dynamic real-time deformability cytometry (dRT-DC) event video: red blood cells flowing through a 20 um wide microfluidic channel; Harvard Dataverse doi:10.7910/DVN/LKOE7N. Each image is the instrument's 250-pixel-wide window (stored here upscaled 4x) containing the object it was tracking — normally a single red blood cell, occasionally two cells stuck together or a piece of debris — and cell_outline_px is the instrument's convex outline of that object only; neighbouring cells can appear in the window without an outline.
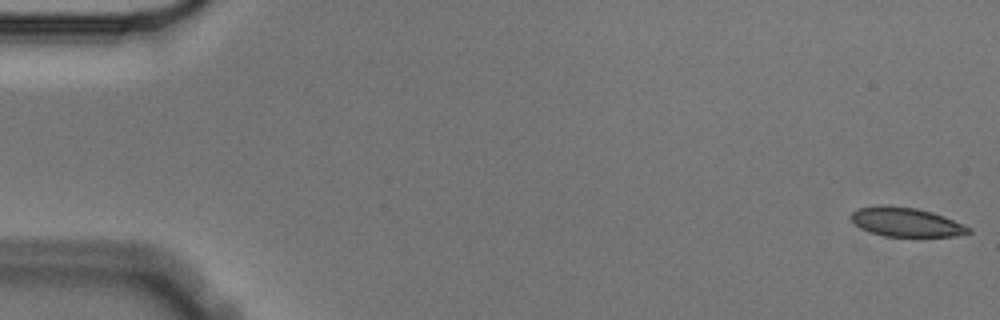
{"species": "Egyptian fruit bat (a non-hibernating species)", "species_latin": "Rousettus aegyptiacus", "temperature_condition": "cold", "stored_images_in_passage": 56, "camera_frame_rate_fps": 3000, "um_per_image_px": 0.085, "animal": {"sex": "male"}, "frame": {"image": 1, "passage_image": 1, "time_ms": 0.0, "image_size_px": [1000, 320], "cell_outline_px": [[972, 232], [956, 236], [884, 236], [868, 232], [860, 228], [848, 216], [856, 208], [880, 204], [884, 204], [916, 208], [932, 212], [944, 216], [972, 228]], "centroid_in_image_um": [76.97, 18.86], "position_along_channel_um": 8.0, "area_um2": 20.17}}
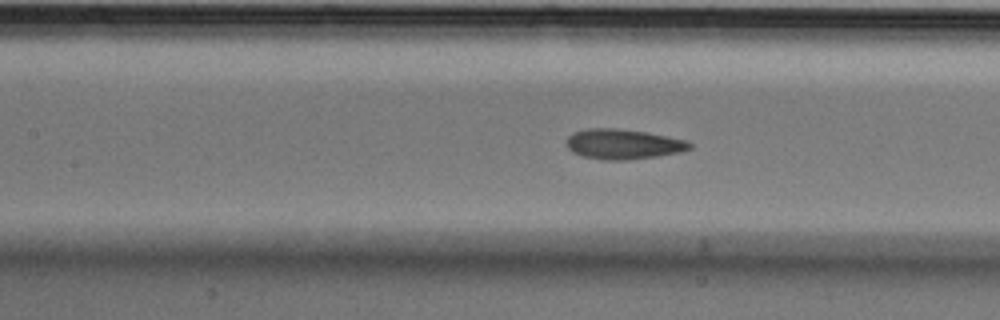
{"frame": {"image": 2, "passage_image": 25, "time_ms": 8.0, "image_size_px": [1000, 320], "cell_outline_px": [[692, 148], [680, 152], [656, 156], [628, 160], [604, 160], [584, 156], [572, 152], [564, 144], [568, 136], [572, 132], [588, 128], [616, 128], [644, 132], [668, 136], [688, 140], [692, 144]], "centroid_in_image_um": [52.95, 12.24], "position_along_channel_um": 154.5, "area_um2": 21.73}}
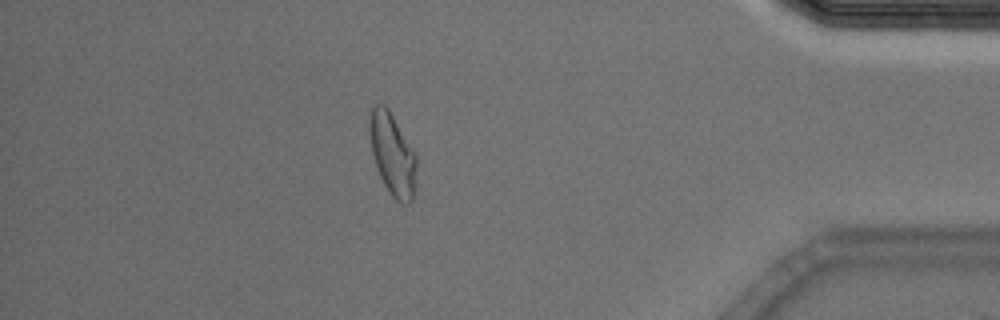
{"frame": {"image": 3, "passage_image": 49, "time_ms": 16.0, "image_size_px": [1000, 320], "cell_outline_px": [[416, 164], [412, 200], [408, 204], [400, 204], [392, 196], [384, 184], [376, 168], [372, 152], [368, 124], [372, 108], [376, 104], [384, 104], [388, 108], [416, 152]], "centroid_in_image_um": [33.35, 13.1], "position_along_channel_um": 401.8, "area_um2": 22.43}, "authors_computed_cell_mechanics": {"area_um2": 21.1837, "velocity_mm_per_s": 3.5792, "shape_relaxation_time_tau1_ms": 6.07, "shape_relaxation_time_tau2_ms": 2.1104, "deformation_change_tau1": 0.1462, "deformation_change_tau2": 0.0741}}